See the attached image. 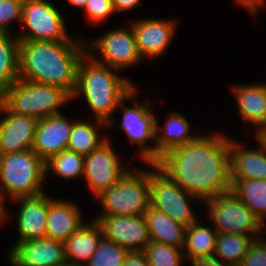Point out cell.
Returning <instances> with one entry per match:
<instances>
[{"mask_svg": "<svg viewBox=\"0 0 266 266\" xmlns=\"http://www.w3.org/2000/svg\"><path fill=\"white\" fill-rule=\"evenodd\" d=\"M202 208L203 217L218 233L241 234L254 240L265 234L263 222L232 191L204 201Z\"/></svg>", "mask_w": 266, "mask_h": 266, "instance_id": "9", "label": "cell"}, {"mask_svg": "<svg viewBox=\"0 0 266 266\" xmlns=\"http://www.w3.org/2000/svg\"><path fill=\"white\" fill-rule=\"evenodd\" d=\"M234 5L244 10L252 17V20L258 18V14L262 12L263 8H266V0H232Z\"/></svg>", "mask_w": 266, "mask_h": 266, "instance_id": "36", "label": "cell"}, {"mask_svg": "<svg viewBox=\"0 0 266 266\" xmlns=\"http://www.w3.org/2000/svg\"><path fill=\"white\" fill-rule=\"evenodd\" d=\"M92 219L99 223L104 239L117 243L129 252L144 251L151 241L144 216H92Z\"/></svg>", "mask_w": 266, "mask_h": 266, "instance_id": "14", "label": "cell"}, {"mask_svg": "<svg viewBox=\"0 0 266 266\" xmlns=\"http://www.w3.org/2000/svg\"><path fill=\"white\" fill-rule=\"evenodd\" d=\"M231 181V191L266 225V180Z\"/></svg>", "mask_w": 266, "mask_h": 266, "instance_id": "28", "label": "cell"}, {"mask_svg": "<svg viewBox=\"0 0 266 266\" xmlns=\"http://www.w3.org/2000/svg\"><path fill=\"white\" fill-rule=\"evenodd\" d=\"M6 259L9 266H59L64 263V244L41 238L10 244Z\"/></svg>", "mask_w": 266, "mask_h": 266, "instance_id": "15", "label": "cell"}, {"mask_svg": "<svg viewBox=\"0 0 266 266\" xmlns=\"http://www.w3.org/2000/svg\"><path fill=\"white\" fill-rule=\"evenodd\" d=\"M138 87L132 91L118 105L116 113L107 123V129L119 128L125 133L131 145H135V155L140 165L142 163H155V126L156 112L152 100L149 98L137 100ZM132 103L130 106L126 104ZM119 111V112H118ZM121 113V114H120ZM152 144H151V143ZM139 159V160H138Z\"/></svg>", "mask_w": 266, "mask_h": 266, "instance_id": "4", "label": "cell"}, {"mask_svg": "<svg viewBox=\"0 0 266 266\" xmlns=\"http://www.w3.org/2000/svg\"><path fill=\"white\" fill-rule=\"evenodd\" d=\"M60 10L51 0H23L21 25L13 34L19 40L85 41L86 36L70 35L68 17Z\"/></svg>", "mask_w": 266, "mask_h": 266, "instance_id": "8", "label": "cell"}, {"mask_svg": "<svg viewBox=\"0 0 266 266\" xmlns=\"http://www.w3.org/2000/svg\"><path fill=\"white\" fill-rule=\"evenodd\" d=\"M204 220V221H203ZM208 223V224H207ZM218 232L202 216L187 226L183 255L186 261L214 254ZM188 259V260H187Z\"/></svg>", "mask_w": 266, "mask_h": 266, "instance_id": "26", "label": "cell"}, {"mask_svg": "<svg viewBox=\"0 0 266 266\" xmlns=\"http://www.w3.org/2000/svg\"><path fill=\"white\" fill-rule=\"evenodd\" d=\"M239 266H266V235L250 245Z\"/></svg>", "mask_w": 266, "mask_h": 266, "instance_id": "35", "label": "cell"}, {"mask_svg": "<svg viewBox=\"0 0 266 266\" xmlns=\"http://www.w3.org/2000/svg\"><path fill=\"white\" fill-rule=\"evenodd\" d=\"M85 53V41L20 40L19 79L63 88L72 96Z\"/></svg>", "mask_w": 266, "mask_h": 266, "instance_id": "2", "label": "cell"}, {"mask_svg": "<svg viewBox=\"0 0 266 266\" xmlns=\"http://www.w3.org/2000/svg\"><path fill=\"white\" fill-rule=\"evenodd\" d=\"M149 196L151 207L162 211L175 222L186 227L197 221L199 216H202L200 214L203 213L201 211L203 203L195 196L184 191L155 163H150ZM195 204L199 205L200 208L199 206L195 208ZM197 209H200L199 213Z\"/></svg>", "mask_w": 266, "mask_h": 266, "instance_id": "10", "label": "cell"}, {"mask_svg": "<svg viewBox=\"0 0 266 266\" xmlns=\"http://www.w3.org/2000/svg\"><path fill=\"white\" fill-rule=\"evenodd\" d=\"M19 46L16 34L0 32V97L19 79Z\"/></svg>", "mask_w": 266, "mask_h": 266, "instance_id": "27", "label": "cell"}, {"mask_svg": "<svg viewBox=\"0 0 266 266\" xmlns=\"http://www.w3.org/2000/svg\"><path fill=\"white\" fill-rule=\"evenodd\" d=\"M17 207L16 213V240L18 242L45 238L46 220L48 215V194L23 197L10 201ZM17 204V205H16Z\"/></svg>", "mask_w": 266, "mask_h": 266, "instance_id": "17", "label": "cell"}, {"mask_svg": "<svg viewBox=\"0 0 266 266\" xmlns=\"http://www.w3.org/2000/svg\"><path fill=\"white\" fill-rule=\"evenodd\" d=\"M72 96L63 88L18 79L1 97L0 102L11 112L40 120L63 113L72 103Z\"/></svg>", "mask_w": 266, "mask_h": 266, "instance_id": "7", "label": "cell"}, {"mask_svg": "<svg viewBox=\"0 0 266 266\" xmlns=\"http://www.w3.org/2000/svg\"><path fill=\"white\" fill-rule=\"evenodd\" d=\"M174 111L169 112L162 124L156 116L155 162L170 149L191 143L204 132L203 129L199 134L193 132L188 118L180 111Z\"/></svg>", "mask_w": 266, "mask_h": 266, "instance_id": "22", "label": "cell"}, {"mask_svg": "<svg viewBox=\"0 0 266 266\" xmlns=\"http://www.w3.org/2000/svg\"><path fill=\"white\" fill-rule=\"evenodd\" d=\"M90 219H88V222L85 221L63 243L67 262L86 266L102 240L103 232L99 223L95 219Z\"/></svg>", "mask_w": 266, "mask_h": 266, "instance_id": "23", "label": "cell"}, {"mask_svg": "<svg viewBox=\"0 0 266 266\" xmlns=\"http://www.w3.org/2000/svg\"><path fill=\"white\" fill-rule=\"evenodd\" d=\"M77 118L69 119L60 113L38 120L32 150L46 163L67 149L72 125Z\"/></svg>", "mask_w": 266, "mask_h": 266, "instance_id": "18", "label": "cell"}, {"mask_svg": "<svg viewBox=\"0 0 266 266\" xmlns=\"http://www.w3.org/2000/svg\"><path fill=\"white\" fill-rule=\"evenodd\" d=\"M99 148L84 156L83 179L94 198L115 185L135 165L119 154L109 138ZM123 159V160H122ZM123 161V162H122ZM129 165V166H128Z\"/></svg>", "mask_w": 266, "mask_h": 266, "instance_id": "12", "label": "cell"}, {"mask_svg": "<svg viewBox=\"0 0 266 266\" xmlns=\"http://www.w3.org/2000/svg\"><path fill=\"white\" fill-rule=\"evenodd\" d=\"M144 217L151 241L183 250L186 226L175 222L165 213L151 206L144 213Z\"/></svg>", "mask_w": 266, "mask_h": 266, "instance_id": "25", "label": "cell"}, {"mask_svg": "<svg viewBox=\"0 0 266 266\" xmlns=\"http://www.w3.org/2000/svg\"><path fill=\"white\" fill-rule=\"evenodd\" d=\"M0 116V155L32 149L38 120L13 113L1 102Z\"/></svg>", "mask_w": 266, "mask_h": 266, "instance_id": "19", "label": "cell"}, {"mask_svg": "<svg viewBox=\"0 0 266 266\" xmlns=\"http://www.w3.org/2000/svg\"><path fill=\"white\" fill-rule=\"evenodd\" d=\"M59 266H81V265H76L74 263H70V262L65 261L64 263L60 264Z\"/></svg>", "mask_w": 266, "mask_h": 266, "instance_id": "43", "label": "cell"}, {"mask_svg": "<svg viewBox=\"0 0 266 266\" xmlns=\"http://www.w3.org/2000/svg\"><path fill=\"white\" fill-rule=\"evenodd\" d=\"M230 138L231 179L266 180V141L253 136L254 143L248 145L233 136ZM257 141V142H256ZM246 144V145H245ZM250 146V147H249Z\"/></svg>", "mask_w": 266, "mask_h": 266, "instance_id": "16", "label": "cell"}, {"mask_svg": "<svg viewBox=\"0 0 266 266\" xmlns=\"http://www.w3.org/2000/svg\"><path fill=\"white\" fill-rule=\"evenodd\" d=\"M120 73L123 72L101 64L85 53L78 65L72 101L83 98L93 118L107 124L117 115L115 112L121 101L137 86Z\"/></svg>", "mask_w": 266, "mask_h": 266, "instance_id": "3", "label": "cell"}, {"mask_svg": "<svg viewBox=\"0 0 266 266\" xmlns=\"http://www.w3.org/2000/svg\"><path fill=\"white\" fill-rule=\"evenodd\" d=\"M71 199H60L48 194V215L45 237L65 242L82 224L84 212L79 203Z\"/></svg>", "mask_w": 266, "mask_h": 266, "instance_id": "21", "label": "cell"}, {"mask_svg": "<svg viewBox=\"0 0 266 266\" xmlns=\"http://www.w3.org/2000/svg\"><path fill=\"white\" fill-rule=\"evenodd\" d=\"M137 50L143 61L151 63L169 51L178 32L179 22L175 18L130 19ZM169 48V49H168Z\"/></svg>", "mask_w": 266, "mask_h": 266, "instance_id": "13", "label": "cell"}, {"mask_svg": "<svg viewBox=\"0 0 266 266\" xmlns=\"http://www.w3.org/2000/svg\"><path fill=\"white\" fill-rule=\"evenodd\" d=\"M82 118L73 122L67 149L86 156L108 140V135L103 134L107 124L92 117V121Z\"/></svg>", "mask_w": 266, "mask_h": 266, "instance_id": "24", "label": "cell"}, {"mask_svg": "<svg viewBox=\"0 0 266 266\" xmlns=\"http://www.w3.org/2000/svg\"><path fill=\"white\" fill-rule=\"evenodd\" d=\"M143 0H112L113 8L117 15L122 12L129 13L132 10L134 11L139 6H143ZM119 13V14H118Z\"/></svg>", "mask_w": 266, "mask_h": 266, "instance_id": "37", "label": "cell"}, {"mask_svg": "<svg viewBox=\"0 0 266 266\" xmlns=\"http://www.w3.org/2000/svg\"><path fill=\"white\" fill-rule=\"evenodd\" d=\"M254 239L241 234H217L214 256L228 266H239Z\"/></svg>", "mask_w": 266, "mask_h": 266, "instance_id": "29", "label": "cell"}, {"mask_svg": "<svg viewBox=\"0 0 266 266\" xmlns=\"http://www.w3.org/2000/svg\"><path fill=\"white\" fill-rule=\"evenodd\" d=\"M142 164L141 167L133 165L115 185L95 197L101 211L98 210L99 213L94 216H144L150 206V163Z\"/></svg>", "mask_w": 266, "mask_h": 266, "instance_id": "6", "label": "cell"}, {"mask_svg": "<svg viewBox=\"0 0 266 266\" xmlns=\"http://www.w3.org/2000/svg\"><path fill=\"white\" fill-rule=\"evenodd\" d=\"M7 198L0 192V228L2 229L3 227L6 226V224L8 223L9 221V217L10 219L12 218L11 215L13 214H10V211L11 208L9 209L6 205L7 202H9ZM5 224V226H4Z\"/></svg>", "mask_w": 266, "mask_h": 266, "instance_id": "40", "label": "cell"}, {"mask_svg": "<svg viewBox=\"0 0 266 266\" xmlns=\"http://www.w3.org/2000/svg\"><path fill=\"white\" fill-rule=\"evenodd\" d=\"M129 251L102 238L86 266H123Z\"/></svg>", "mask_w": 266, "mask_h": 266, "instance_id": "32", "label": "cell"}, {"mask_svg": "<svg viewBox=\"0 0 266 266\" xmlns=\"http://www.w3.org/2000/svg\"><path fill=\"white\" fill-rule=\"evenodd\" d=\"M61 180H81L84 176V156L65 149L46 162V178L49 174Z\"/></svg>", "mask_w": 266, "mask_h": 266, "instance_id": "30", "label": "cell"}, {"mask_svg": "<svg viewBox=\"0 0 266 266\" xmlns=\"http://www.w3.org/2000/svg\"><path fill=\"white\" fill-rule=\"evenodd\" d=\"M84 17L90 25L99 27L107 19L111 18L116 12L113 8L112 0H87L83 8Z\"/></svg>", "mask_w": 266, "mask_h": 266, "instance_id": "34", "label": "cell"}, {"mask_svg": "<svg viewBox=\"0 0 266 266\" xmlns=\"http://www.w3.org/2000/svg\"><path fill=\"white\" fill-rule=\"evenodd\" d=\"M156 166L202 203L231 191L230 137L203 132L195 141L164 153Z\"/></svg>", "mask_w": 266, "mask_h": 266, "instance_id": "1", "label": "cell"}, {"mask_svg": "<svg viewBox=\"0 0 266 266\" xmlns=\"http://www.w3.org/2000/svg\"><path fill=\"white\" fill-rule=\"evenodd\" d=\"M230 91L237 104L239 117L243 126L254 127L252 131L255 136L266 122V82L231 85ZM245 124V125H244Z\"/></svg>", "mask_w": 266, "mask_h": 266, "instance_id": "20", "label": "cell"}, {"mask_svg": "<svg viewBox=\"0 0 266 266\" xmlns=\"http://www.w3.org/2000/svg\"><path fill=\"white\" fill-rule=\"evenodd\" d=\"M46 163L32 150L0 155V192L12 201L46 192Z\"/></svg>", "mask_w": 266, "mask_h": 266, "instance_id": "5", "label": "cell"}, {"mask_svg": "<svg viewBox=\"0 0 266 266\" xmlns=\"http://www.w3.org/2000/svg\"><path fill=\"white\" fill-rule=\"evenodd\" d=\"M188 262H190L188 266H228L222 263L214 255L196 258Z\"/></svg>", "mask_w": 266, "mask_h": 266, "instance_id": "39", "label": "cell"}, {"mask_svg": "<svg viewBox=\"0 0 266 266\" xmlns=\"http://www.w3.org/2000/svg\"><path fill=\"white\" fill-rule=\"evenodd\" d=\"M23 0H6L0 2V32L13 34V26L18 24L20 27L22 21Z\"/></svg>", "mask_w": 266, "mask_h": 266, "instance_id": "33", "label": "cell"}, {"mask_svg": "<svg viewBox=\"0 0 266 266\" xmlns=\"http://www.w3.org/2000/svg\"><path fill=\"white\" fill-rule=\"evenodd\" d=\"M255 136L263 139L266 137V122L265 126Z\"/></svg>", "mask_w": 266, "mask_h": 266, "instance_id": "42", "label": "cell"}, {"mask_svg": "<svg viewBox=\"0 0 266 266\" xmlns=\"http://www.w3.org/2000/svg\"><path fill=\"white\" fill-rule=\"evenodd\" d=\"M123 266H150V265L143 251H133L127 254Z\"/></svg>", "mask_w": 266, "mask_h": 266, "instance_id": "38", "label": "cell"}, {"mask_svg": "<svg viewBox=\"0 0 266 266\" xmlns=\"http://www.w3.org/2000/svg\"><path fill=\"white\" fill-rule=\"evenodd\" d=\"M67 2L69 5L73 6V8L82 10L86 5L87 0H67Z\"/></svg>", "mask_w": 266, "mask_h": 266, "instance_id": "41", "label": "cell"}, {"mask_svg": "<svg viewBox=\"0 0 266 266\" xmlns=\"http://www.w3.org/2000/svg\"><path fill=\"white\" fill-rule=\"evenodd\" d=\"M85 43L86 53L93 59L121 72L137 68L144 62L138 53L130 22L126 26L116 25L115 28L103 31L97 38H86Z\"/></svg>", "mask_w": 266, "mask_h": 266, "instance_id": "11", "label": "cell"}, {"mask_svg": "<svg viewBox=\"0 0 266 266\" xmlns=\"http://www.w3.org/2000/svg\"><path fill=\"white\" fill-rule=\"evenodd\" d=\"M143 252L150 266H182L188 264L181 249L164 243L150 241Z\"/></svg>", "mask_w": 266, "mask_h": 266, "instance_id": "31", "label": "cell"}]
</instances>
